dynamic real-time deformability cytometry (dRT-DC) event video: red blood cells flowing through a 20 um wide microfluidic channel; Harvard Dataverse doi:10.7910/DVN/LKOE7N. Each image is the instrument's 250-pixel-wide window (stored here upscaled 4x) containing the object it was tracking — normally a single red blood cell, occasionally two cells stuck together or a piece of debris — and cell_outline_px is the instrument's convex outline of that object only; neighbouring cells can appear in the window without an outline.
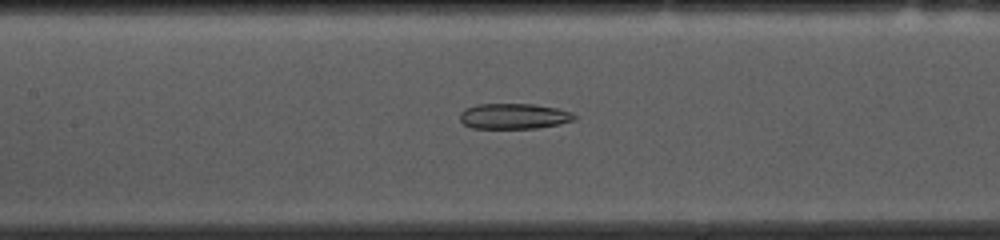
{"species": "common noctule bat (a hibernating species)", "species_latin": "Nyctalus noctula", "temperature_condition": "cold", "stored_images_in_passage": 53, "camera_frame_rate_fps": 3000, "um_per_image_px": 0.085, "animal": {"sex": "female", "body_mass_g": 10.0, "forearm_length_mm": 53.1}, "frame": {"image": 1, "passage_image": 23, "time_ms": 7.333, "image_size_px": [1000, 240], "cell_outline_px": [[576, 120], [560, 124], [536, 128], [472, 128], [464, 124], [460, 120], [460, 112], [464, 108], [476, 104], [532, 104], [556, 108], [572, 112], [576, 116]], "centroid_in_image_um": [43.67, 9.87], "position_along_channel_um": 163.7, "area_um2": 17.11}}
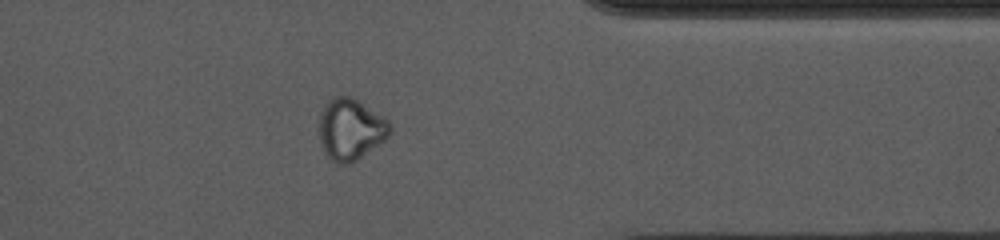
{"frame": {"image": 2, "passage_image": 42, "time_ms": 13.667, "image_size_px": [1000, 240], "cell_outline_px": [[392, 132], [384, 140], [356, 160], [348, 164], [344, 164], [332, 160], [324, 152], [316, 128], [320, 112], [328, 100], [336, 96], [352, 96], [384, 116], [392, 124]], "centroid_in_image_um": [29.78, 10.95], "position_along_channel_um": 381.6, "area_um2": 25.66}}
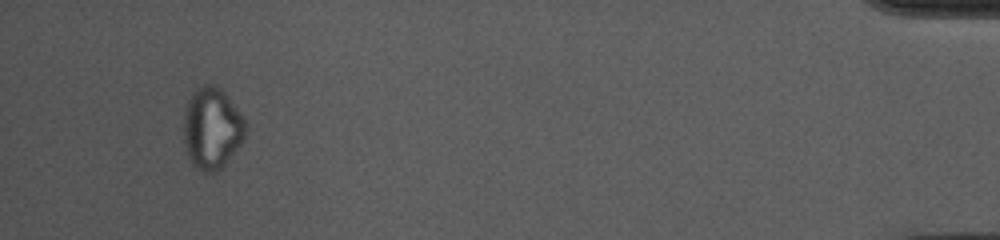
{"frame": {"image": 3, "passage_image": 50, "time_ms": 16.333, "image_size_px": [1000, 240], "cell_outline_px": [[248, 128], [240, 144], [224, 164], [220, 168], [212, 172], [204, 172], [196, 168], [192, 164], [188, 156], [184, 144], [184, 112], [188, 100], [192, 92], [196, 88], [204, 84], [212, 84], [220, 88], [224, 92], [244, 120]], "centroid_in_image_um": [17.99, 10.89], "position_along_channel_um": 417.2, "area_um2": 29.07}}